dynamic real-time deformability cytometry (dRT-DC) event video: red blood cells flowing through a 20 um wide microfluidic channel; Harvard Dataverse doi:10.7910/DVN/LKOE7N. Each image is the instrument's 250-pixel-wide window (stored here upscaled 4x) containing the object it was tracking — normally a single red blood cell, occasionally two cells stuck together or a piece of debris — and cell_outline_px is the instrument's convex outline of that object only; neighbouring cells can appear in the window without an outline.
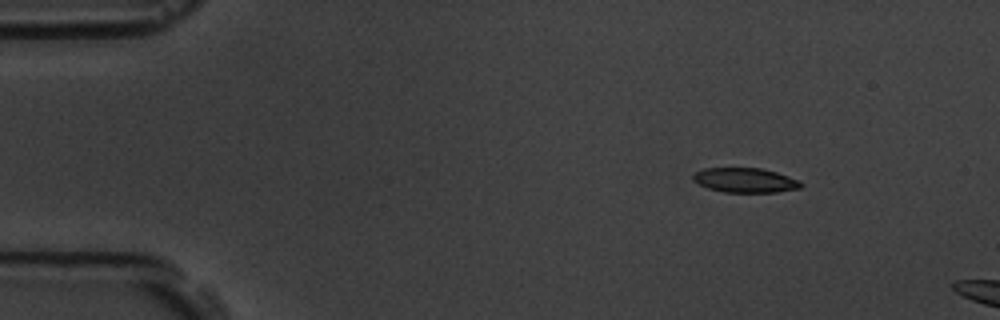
{"species": "common noctule bat (a hibernating species)", "species_latin": "Nyctalus noctula", "temperature_condition": "room temperature", "stored_images_in_passage": 6, "camera_frame_rate_fps": 3000, "um_per_image_px": 0.085, "animal": {"sex": "male", "body_mass_g": 19.5, "forearm_length_mm": 54.6}, "frame": {"image": 1, "passage_image": 2, "time_ms": 1.0, "image_size_px": [1000, 320], "cell_outline_px": [[804, 184], [800, 188], [776, 192], [724, 192], [708, 188], [692, 180], [692, 176], [696, 172], [704, 168], [760, 168], [776, 172], [800, 180]], "centroid_in_image_um": [63.35, 15.32], "position_along_channel_um": 21.6, "area_um2": 15.43}}